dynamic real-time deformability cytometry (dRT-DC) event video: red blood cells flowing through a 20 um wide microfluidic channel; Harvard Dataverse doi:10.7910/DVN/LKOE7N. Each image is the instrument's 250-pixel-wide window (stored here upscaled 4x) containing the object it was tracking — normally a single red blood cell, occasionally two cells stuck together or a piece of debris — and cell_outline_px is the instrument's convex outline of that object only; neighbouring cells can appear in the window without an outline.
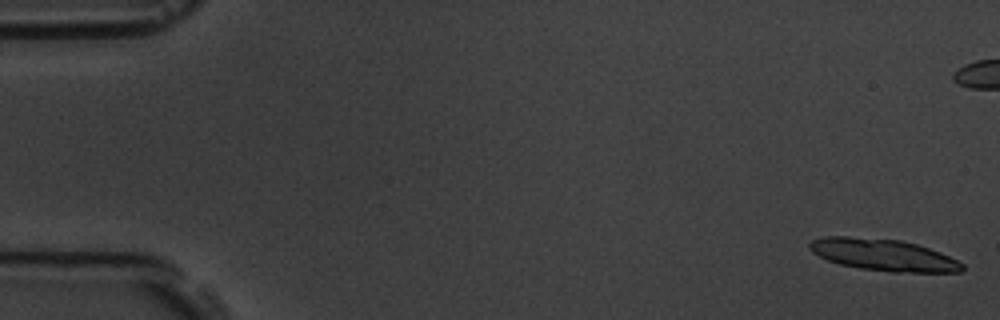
{"species": "common noctule bat (a hibernating species)", "species_latin": "Nyctalus noctula", "temperature_condition": "room temperature", "stored_images_in_passage": 21, "camera_frame_rate_fps": 3000, "um_per_image_px": 0.085, "animal": {"sex": "male", "body_mass_g": 19.5, "forearm_length_mm": 54.6}, "frame": {"image": 1, "passage_image": 1, "time_ms": 0.0, "image_size_px": [1000, 320], "cell_outline_px": [[964, 268], [960, 272], [892, 272], [860, 268], [840, 264], [828, 260], [812, 252], [808, 248], [808, 244], [812, 240], [824, 236], [848, 236], [900, 240], [916, 244], [940, 252], [964, 264]], "centroid_in_image_um": [75.06, 21.66], "position_along_channel_um": 9.9, "area_um2": 28.15}}